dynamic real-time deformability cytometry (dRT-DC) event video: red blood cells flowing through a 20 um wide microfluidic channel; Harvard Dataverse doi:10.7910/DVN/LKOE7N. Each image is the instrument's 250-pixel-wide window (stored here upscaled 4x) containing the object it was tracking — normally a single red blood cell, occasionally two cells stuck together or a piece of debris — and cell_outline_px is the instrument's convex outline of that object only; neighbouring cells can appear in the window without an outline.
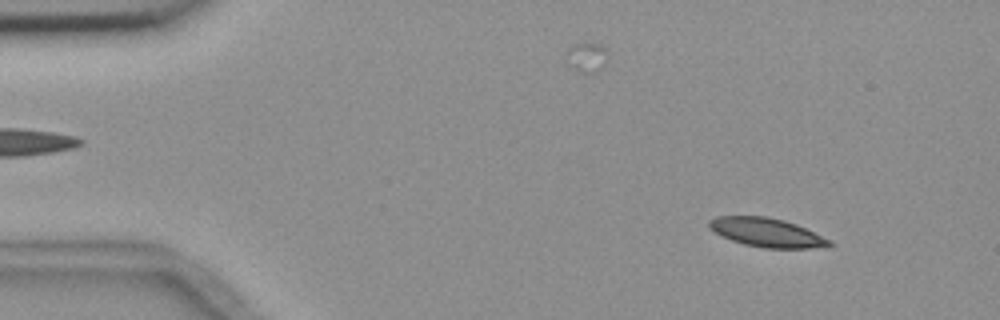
{"species": "common noctule bat (a hibernating species)", "species_latin": "Nyctalus noctula", "temperature_condition": "room temperature", "stored_images_in_passage": 5, "camera_frame_rate_fps": 3000, "um_per_image_px": 0.085, "animal": {"sex": "female", "body_mass_g": 18.4}, "frame": {"image": 1, "passage_image": 1, "time_ms": 0.0, "image_size_px": [1000, 320], "cell_outline_px": [[836, 244], [812, 248], [764, 248], [744, 244], [720, 236], [708, 228], [708, 220], [716, 216], [768, 216], [784, 220], [796, 224], [832, 240]], "centroid_in_image_um": [65.15, 19.75], "position_along_channel_um": 19.8, "area_um2": 20.4}}
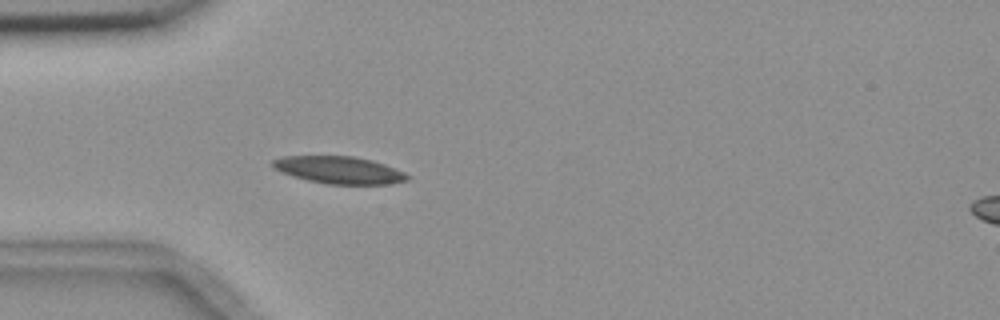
{"frame": {"image": 2, "passage_image": 4, "time_ms": 3.333, "image_size_px": [1000, 320], "cell_outline_px": [[412, 176], [408, 180], [392, 184], [328, 184], [308, 180], [292, 176], [280, 172], [272, 168], [272, 160], [284, 156], [352, 156], [372, 160], [384, 164], [404, 172]], "centroid_in_image_um": [28.83, 14.45], "position_along_channel_um": 56.2, "area_um2": 21.5}}